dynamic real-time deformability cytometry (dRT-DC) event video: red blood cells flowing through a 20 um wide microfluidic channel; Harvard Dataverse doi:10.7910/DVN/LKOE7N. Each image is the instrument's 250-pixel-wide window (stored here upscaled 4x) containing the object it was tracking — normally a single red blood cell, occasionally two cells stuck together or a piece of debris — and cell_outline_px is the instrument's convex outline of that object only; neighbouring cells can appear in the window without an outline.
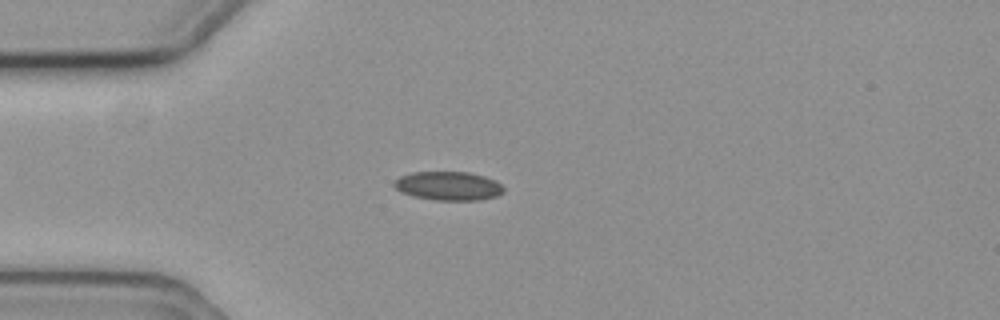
{"species": "common noctule bat (a hibernating species)", "species_latin": "Nyctalus noctula", "temperature_condition": "cold", "stored_images_in_passage": 9, "camera_frame_rate_fps": 3000, "um_per_image_px": 0.085, "animal": {"sex": "female", "body_mass_g": 19.3, "forearm_length_mm": 54.1}, "frame": {"image": 1, "passage_image": 2, "time_ms": 0.333, "image_size_px": [1000, 320], "cell_outline_px": [[504, 192], [496, 196], [480, 200], [436, 200], [412, 196], [400, 192], [392, 184], [400, 176], [412, 172], [468, 172], [484, 176], [500, 184], [504, 188]], "centroid_in_image_um": [38.09, 15.81], "position_along_channel_um": 46.9, "area_um2": 18.32}}
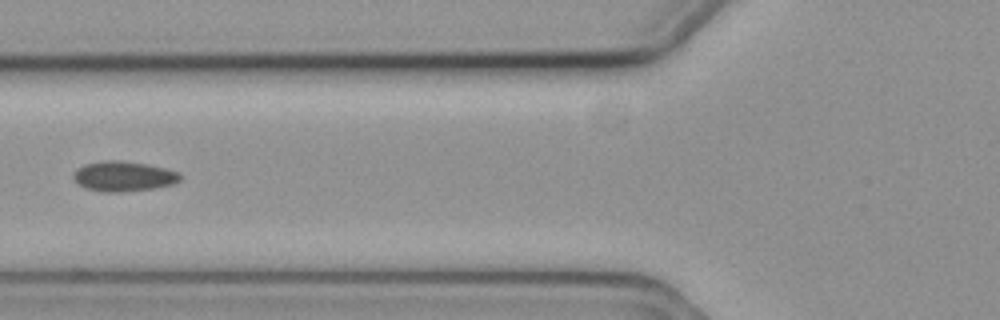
{"frame": {"image": 2, "passage_image": 4, "time_ms": 1.0, "image_size_px": [1000, 320], "cell_outline_px": [[180, 180], [172, 184], [152, 188], [120, 192], [104, 192], [84, 188], [72, 176], [76, 168], [84, 164], [104, 160], [116, 160], [148, 164], [164, 168], [176, 172], [180, 176]], "centroid_in_image_um": [10.45, 14.98], "position_along_channel_um": 115.4, "area_um2": 18.5}}
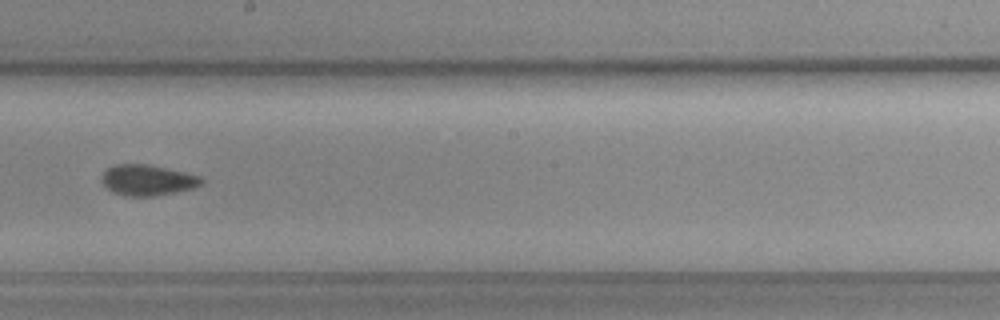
{"frame": {"image": 3, "passage_image": 7, "time_ms": 2.0, "image_size_px": [1000, 320], "cell_outline_px": [[204, 180], [200, 184], [192, 188], [176, 192], [156, 196], [124, 196], [112, 192], [100, 180], [100, 176], [112, 164], [148, 164], [184, 172], [200, 176]], "centroid_in_image_um": [12.5, 15.31], "position_along_channel_um": 235.7, "area_um2": 17.92}}